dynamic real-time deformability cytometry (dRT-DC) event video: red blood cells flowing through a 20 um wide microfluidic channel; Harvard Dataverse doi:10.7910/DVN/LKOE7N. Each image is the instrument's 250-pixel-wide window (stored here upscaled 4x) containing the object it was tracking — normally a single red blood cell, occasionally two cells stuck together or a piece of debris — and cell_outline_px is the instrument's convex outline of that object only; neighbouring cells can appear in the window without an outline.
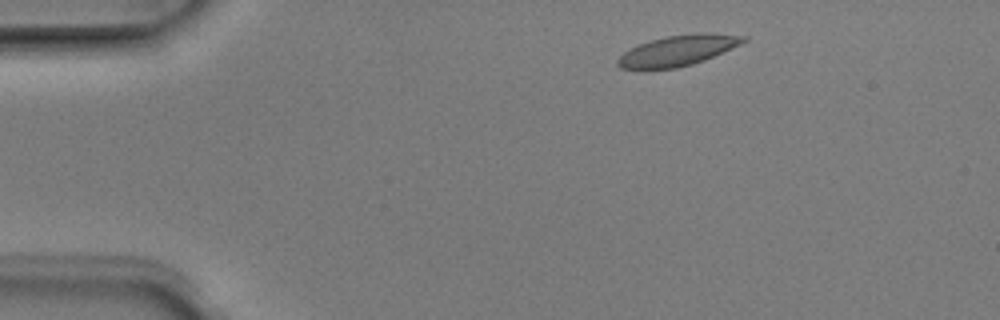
{"species": "Egyptian fruit bat (a non-hibernating species)", "species_latin": "Rousettus aegyptiacus", "temperature_condition": "room temperature", "stored_images_in_passage": 3, "camera_frame_rate_fps": 3000, "um_per_image_px": 0.085, "animal": {"sex": "male"}, "frame": {"image": 1, "passage_image": 1, "time_ms": 0.0, "image_size_px": [1000, 320], "cell_outline_px": [[748, 40], [740, 44], [704, 60], [692, 64], [676, 68], [648, 72], [644, 72], [620, 68], [616, 64], [616, 60], [624, 52], [640, 44], [652, 40], [668, 36], [700, 32], [704, 32], [748, 36]], "centroid_in_image_um": [57.55, 4.34], "position_along_channel_um": 27.4, "area_um2": 22.83}}
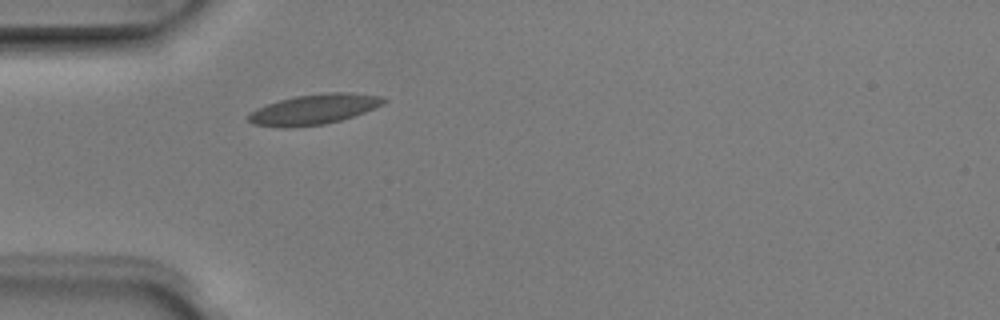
{"frame": {"image": 2, "passage_image": 3, "time_ms": 0.667, "image_size_px": [1000, 320], "cell_outline_px": [[388, 100], [384, 104], [364, 112], [340, 120], [324, 124], [288, 128], [280, 128], [252, 124], [244, 116], [256, 108], [280, 100], [296, 96], [324, 92], [348, 92], [380, 96]], "centroid_in_image_um": [26.64, 9.3], "position_along_channel_um": 58.4, "area_um2": 23.93}}